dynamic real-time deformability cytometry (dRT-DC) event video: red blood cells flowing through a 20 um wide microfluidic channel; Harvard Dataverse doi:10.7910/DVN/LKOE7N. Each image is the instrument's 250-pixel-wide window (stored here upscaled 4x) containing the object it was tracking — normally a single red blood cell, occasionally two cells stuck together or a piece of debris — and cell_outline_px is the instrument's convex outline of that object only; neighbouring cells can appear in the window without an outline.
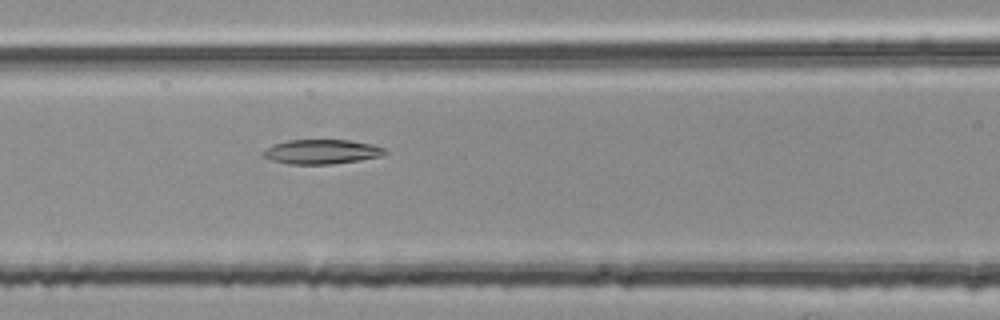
{"species": "common noctule bat (a hibernating species)", "species_latin": "Nyctalus noctula", "temperature_condition": "room temperature", "stored_images_in_passage": 50, "camera_frame_rate_fps": 3000, "um_per_image_px": 0.085, "animal": {"sex": "female", "body_mass_g": 25.1}, "frame": {"image": 1, "passage_image": 23, "time_ms": 7.333, "image_size_px": [1000, 320], "cell_outline_px": [[388, 152], [380, 156], [360, 160], [332, 164], [288, 164], [272, 160], [264, 156], [260, 152], [272, 144], [288, 140], [348, 140], [372, 144], [388, 148]], "centroid_in_image_um": [27.35, 12.89], "position_along_channel_um": 139.3, "area_um2": 17.51}}
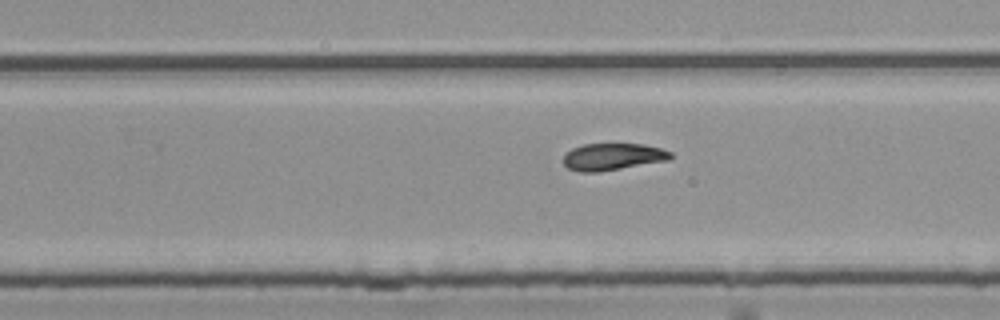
{"frame": {"image": 2, "passage_image": 34, "time_ms": 11.0, "image_size_px": [1000, 320], "cell_outline_px": [[672, 156], [668, 160], [600, 172], [580, 172], [568, 168], [564, 164], [564, 156], [572, 148], [584, 144], [644, 144], [660, 148], [672, 152]], "centroid_in_image_um": [52.09, 13.32], "position_along_channel_um": 277.7, "area_um2": 16.76}}
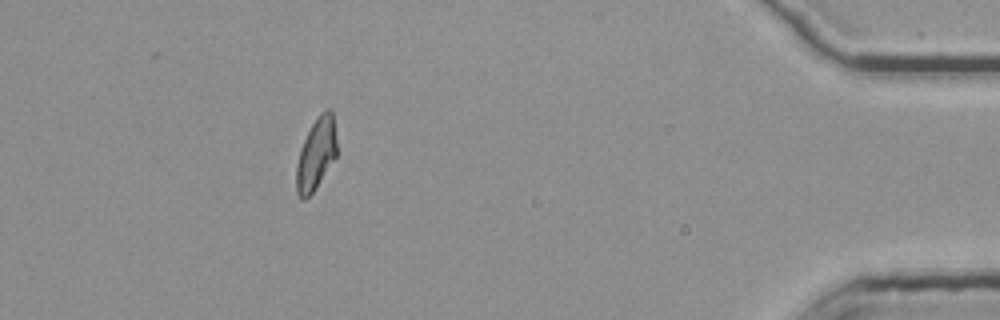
{"frame": {"image": 3, "passage_image": 49, "time_ms": 16.0, "image_size_px": [1000, 320], "cell_outline_px": [[336, 156], [312, 192], [304, 200], [300, 200], [296, 192], [296, 164], [300, 148], [312, 124], [320, 112], [328, 108], [332, 112], [336, 140]], "centroid_in_image_um": [26.84, 13.09], "position_along_channel_um": 408.4, "area_um2": 16.65}}